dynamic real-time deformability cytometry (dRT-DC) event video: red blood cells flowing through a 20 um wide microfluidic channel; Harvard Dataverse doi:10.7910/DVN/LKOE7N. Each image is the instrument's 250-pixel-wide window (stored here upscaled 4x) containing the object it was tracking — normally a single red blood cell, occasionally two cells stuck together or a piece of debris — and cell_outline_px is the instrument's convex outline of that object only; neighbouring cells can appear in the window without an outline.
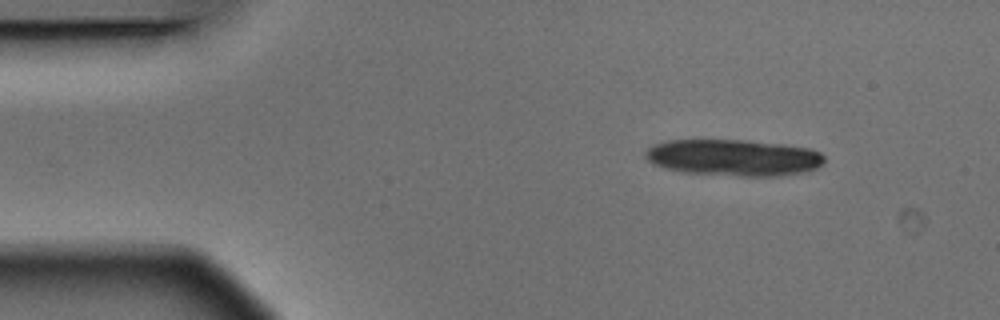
{"species": "Egyptian fruit bat (a non-hibernating species)", "species_latin": "Rousettus aegyptiacus", "temperature_condition": "warm", "stored_images_in_passage": 4, "camera_frame_rate_fps": 3000, "um_per_image_px": 0.085, "animal": {"sex": "male"}, "frame": {"image": 1, "passage_image": 1, "time_ms": 0.0, "image_size_px": [1000, 320], "cell_outline_px": [[824, 160], [816, 168], [800, 172], [780, 176], [740, 176], [680, 172], [664, 168], [652, 164], [644, 156], [644, 152], [652, 144], [668, 140], [744, 140], [784, 144], [808, 148], [820, 152], [824, 156]], "centroid_in_image_um": [62.29, 13.39], "position_along_channel_um": 22.7, "area_um2": 38.21}}
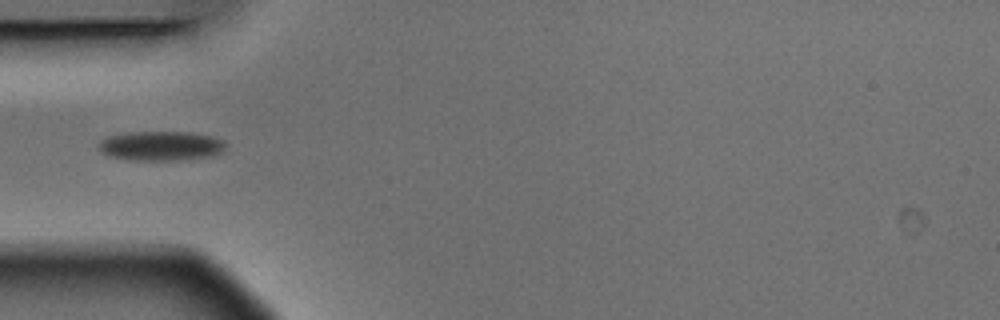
{"frame": {"image": 2, "passage_image": 4, "time_ms": 1.0, "image_size_px": [1000, 320], "cell_outline_px": [[224, 148], [220, 152], [212, 156], [180, 160], [128, 160], [112, 156], [100, 152], [96, 148], [100, 140], [108, 136], [132, 132], [188, 132], [212, 136], [224, 140]], "centroid_in_image_um": [13.64, 12.4], "position_along_channel_um": 71.4, "area_um2": 21.85}}